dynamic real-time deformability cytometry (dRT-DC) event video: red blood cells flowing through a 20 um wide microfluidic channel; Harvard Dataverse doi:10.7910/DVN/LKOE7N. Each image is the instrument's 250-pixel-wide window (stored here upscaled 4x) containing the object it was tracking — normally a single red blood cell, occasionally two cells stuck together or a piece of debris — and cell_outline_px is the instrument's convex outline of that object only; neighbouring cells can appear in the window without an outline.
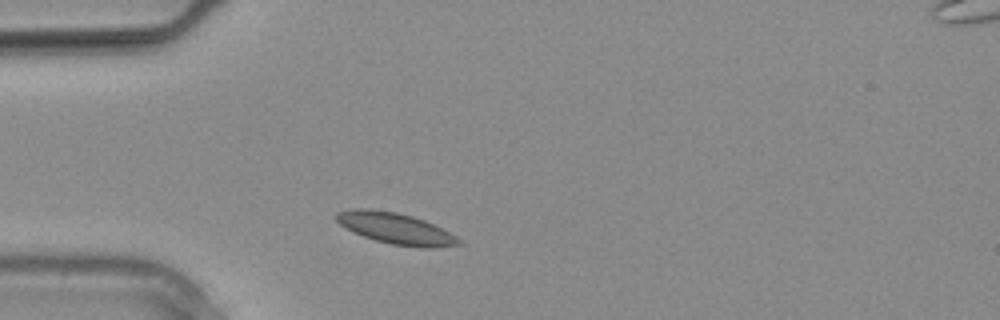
{"species": "common noctule bat (a hibernating species)", "species_latin": "Nyctalus noctula", "temperature_condition": "warm", "stored_images_in_passage": 8, "camera_frame_rate_fps": 3000, "um_per_image_px": 0.085, "animal": {"sex": "male", "body_mass_g": 20.4}, "frame": {"image": 1, "passage_image": 2, "time_ms": 0.333, "image_size_px": [1000, 320], "cell_outline_px": [[460, 244], [432, 248], [424, 248], [392, 244], [376, 240], [352, 232], [344, 228], [336, 220], [336, 212], [352, 208], [368, 208], [396, 212], [412, 216], [424, 220], [456, 236], [460, 240]], "centroid_in_image_um": [33.57, 19.4], "position_along_channel_um": 51.4, "area_um2": 22.08}}